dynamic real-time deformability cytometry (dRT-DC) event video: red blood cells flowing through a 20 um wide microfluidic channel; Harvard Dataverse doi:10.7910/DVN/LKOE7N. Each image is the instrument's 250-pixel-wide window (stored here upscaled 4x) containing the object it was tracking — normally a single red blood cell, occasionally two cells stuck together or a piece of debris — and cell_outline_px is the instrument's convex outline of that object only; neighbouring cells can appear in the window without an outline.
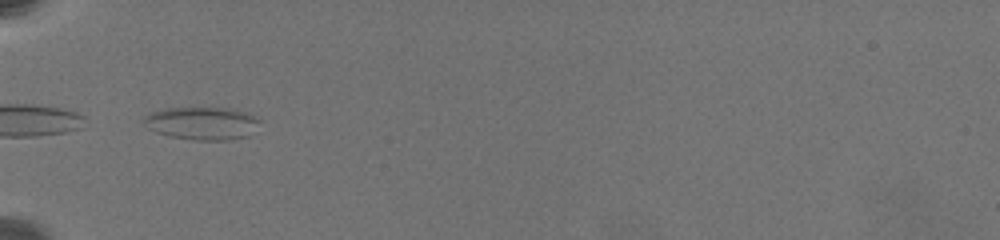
{"species": "common noctule bat (a hibernating species)", "species_latin": "Nyctalus noctula", "temperature_condition": "warm", "stored_images_in_passage": 42, "camera_frame_rate_fps": 3000, "um_per_image_px": 0.085, "animal": {"sex": "female", "body_mass_g": 19.5, "forearm_length_mm": 54.1}, "frame": {"image": 1, "passage_image": 1, "time_ms": 0.0, "image_size_px": [1000, 240], "cell_outline_px": [[260, 120], [248, 136], [228, 140], [196, 140], [172, 136], [156, 132], [148, 128], [144, 124], [144, 116], [148, 112], [164, 108], [232, 108], [248, 112]], "centroid_in_image_um": [17.15, 10.46], "position_along_channel_um": 67.9, "area_um2": 22.14}}
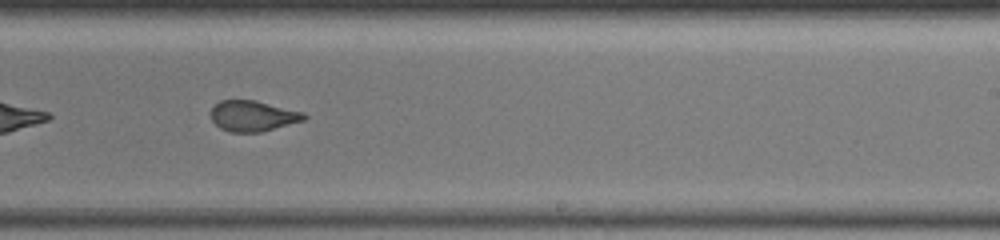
{"frame": {"image": 2, "passage_image": 29, "time_ms": 6.0, "image_size_px": [1000, 240], "cell_outline_px": [[308, 116], [304, 120], [260, 132], [228, 132], [220, 128], [212, 120], [208, 112], [220, 100], [256, 100], [304, 112]], "centroid_in_image_um": [21.47, 9.85], "position_along_channel_um": 267.5, "area_um2": 16.76}}
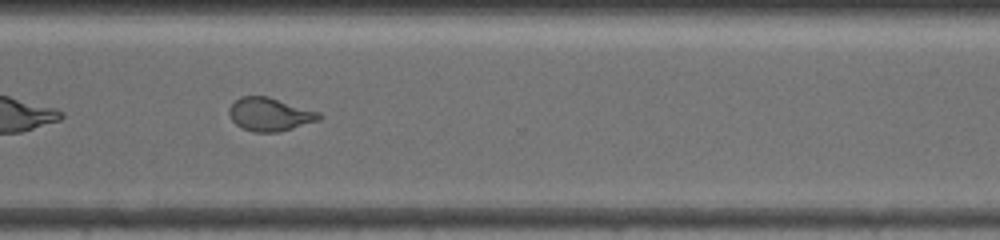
{"frame": {"image": 3, "passage_image": 41, "time_ms": 8.333, "image_size_px": [1000, 240], "cell_outline_px": [[324, 116], [320, 120], [292, 128], [276, 132], [252, 132], [236, 124], [232, 120], [228, 112], [228, 108], [240, 96], [268, 96], [320, 112]], "centroid_in_image_um": [22.95, 9.71], "position_along_channel_um": 347.7, "area_um2": 17.46}}